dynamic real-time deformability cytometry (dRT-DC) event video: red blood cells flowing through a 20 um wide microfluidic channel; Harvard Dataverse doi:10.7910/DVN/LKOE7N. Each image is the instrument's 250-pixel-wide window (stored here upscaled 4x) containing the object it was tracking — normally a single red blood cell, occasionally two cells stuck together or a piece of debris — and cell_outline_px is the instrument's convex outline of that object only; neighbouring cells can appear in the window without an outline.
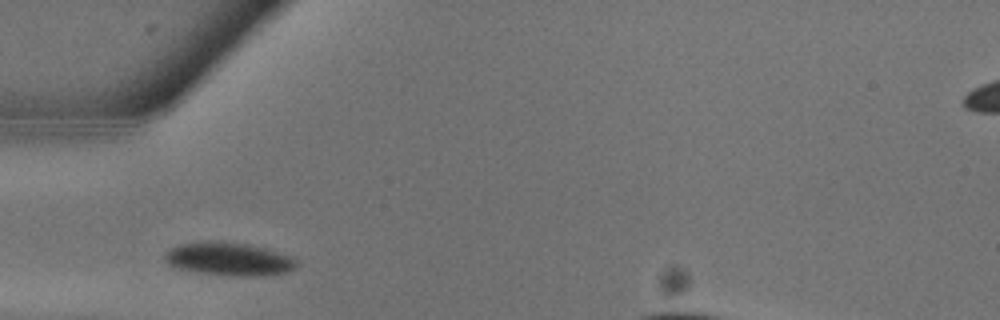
{"species": "common noctule bat (a hibernating species)", "species_latin": "Nyctalus noctula", "temperature_condition": "warm", "stored_images_in_passage": 4, "camera_frame_rate_fps": 3000, "um_per_image_px": 0.085, "animal": {"sex": "male", "body_mass_g": 13.3}, "frame": {"image": 1, "passage_image": 1, "time_ms": 0.0, "image_size_px": [1000, 320], "cell_outline_px": [[300, 264], [296, 268], [288, 272], [264, 276], [224, 276], [200, 272], [180, 268], [168, 264], [164, 260], [164, 252], [180, 244], [204, 240], [212, 240], [248, 244], [264, 248], [292, 256]], "centroid_in_image_um": [19.49, 22.02], "position_along_channel_um": 65.5, "area_um2": 25.84}}
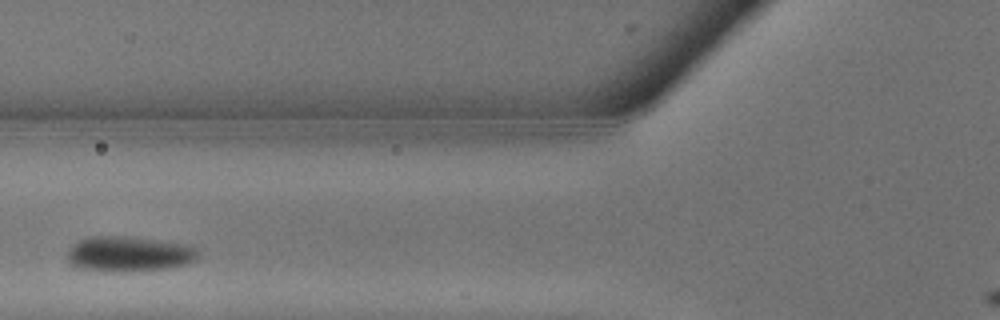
{"frame": {"image": 2, "passage_image": 3, "time_ms": 0.667, "image_size_px": [1000, 320], "cell_outline_px": [[200, 256], [196, 260], [188, 264], [172, 268], [132, 272], [108, 272], [76, 268], [68, 260], [68, 248], [72, 244], [80, 240], [92, 236], [112, 236], [156, 240], [188, 244], [200, 248]], "centroid_in_image_um": [11.02, 21.62], "position_along_channel_um": 114.8, "area_um2": 27.46}}